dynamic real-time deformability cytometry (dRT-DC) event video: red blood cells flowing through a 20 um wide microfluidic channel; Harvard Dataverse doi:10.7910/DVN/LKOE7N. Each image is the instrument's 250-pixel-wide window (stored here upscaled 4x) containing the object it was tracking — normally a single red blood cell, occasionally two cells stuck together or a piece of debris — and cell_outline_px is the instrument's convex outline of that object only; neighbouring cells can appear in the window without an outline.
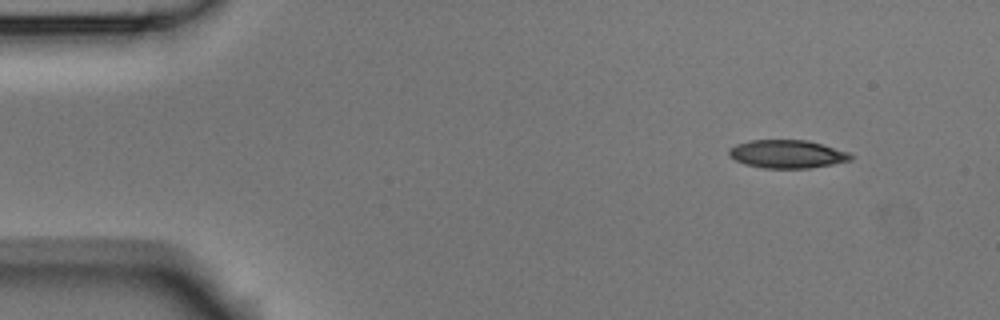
{"species": "Egyptian fruit bat (a non-hibernating species)", "species_latin": "Rousettus aegyptiacus", "temperature_condition": "room temperature", "stored_images_in_passage": 4, "camera_frame_rate_fps": 3000, "um_per_image_px": 0.085, "animal": {"sex": "male"}, "frame": {"image": 1, "passage_image": 1, "time_ms": 0.0, "image_size_px": [1000, 320], "cell_outline_px": [[852, 160], [832, 164], [808, 168], [764, 168], [744, 164], [728, 156], [728, 148], [736, 144], [748, 140], [808, 140], [848, 152], [852, 156]], "centroid_in_image_um": [66.86, 13.09], "position_along_channel_um": 18.1, "area_um2": 20.0}}
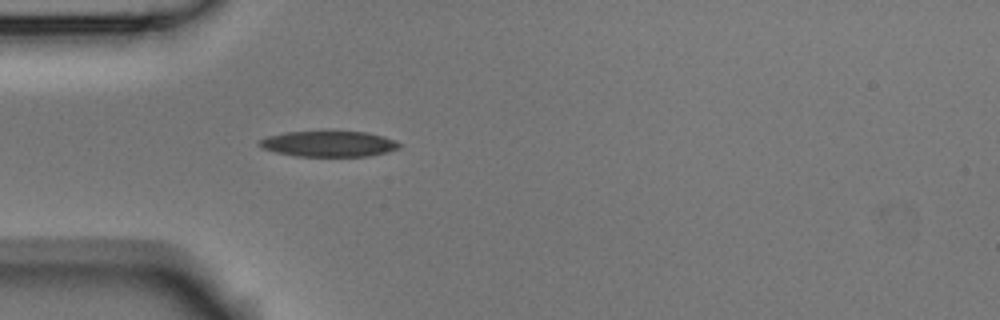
{"frame": {"image": 2, "passage_image": 4, "time_ms": 1.0, "image_size_px": [1000, 320], "cell_outline_px": [[404, 144], [400, 148], [388, 152], [368, 156], [296, 156], [276, 152], [264, 148], [260, 144], [260, 140], [268, 136], [284, 132], [368, 132], [384, 136], [396, 140]], "centroid_in_image_um": [28.04, 12.23], "position_along_channel_um": 57.0, "area_um2": 20.87}}